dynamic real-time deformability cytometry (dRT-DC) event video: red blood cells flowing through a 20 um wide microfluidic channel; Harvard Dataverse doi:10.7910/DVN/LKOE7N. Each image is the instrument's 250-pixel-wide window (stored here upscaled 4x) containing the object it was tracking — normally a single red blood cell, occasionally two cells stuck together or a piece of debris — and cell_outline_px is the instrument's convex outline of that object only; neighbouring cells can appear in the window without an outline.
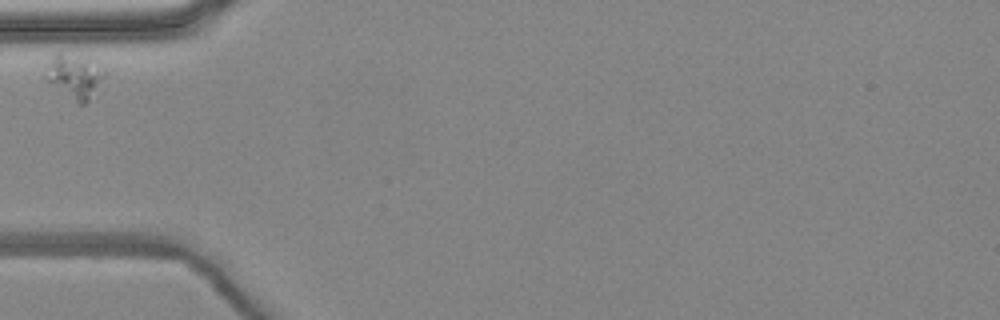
{"species": "common noctule bat (a hibernating species)", "species_latin": "Nyctalus noctula", "temperature_condition": "warm", "stored_images_in_passage": 2, "camera_frame_rate_fps": 3000, "um_per_image_px": 0.085, "animal": {"sex": "female", "body_mass_g": 24.6, "forearm_length_mm": 56.2}, "frame": {"image": 1, "passage_image": 1, "time_ms": 0.0, "image_size_px": [1000, 320], "cell_outline_px": [[108, 72], [88, 100], [84, 104], [80, 104], [48, 80], [44, 76], [48, 64], [52, 56], [60, 52], [88, 60]], "centroid_in_image_um": [6.34, 6.46], "position_along_channel_um": 78.7, "area_um2": 14.16}}
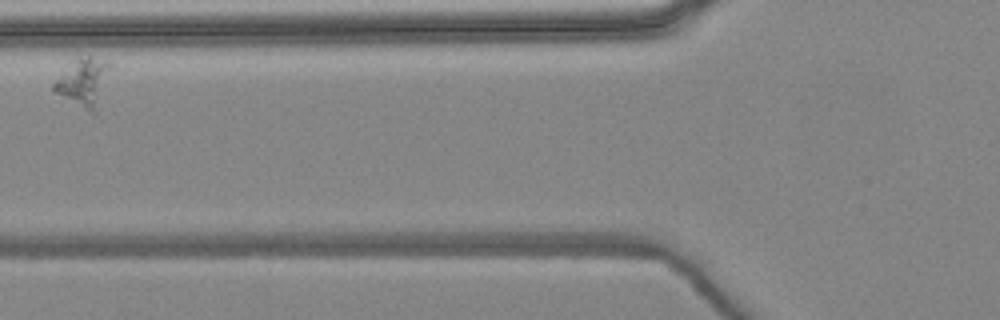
{"frame": {"image": 2, "passage_image": 2, "time_ms": 0.333, "image_size_px": [1000, 320], "cell_outline_px": [[112, 68], [96, 112], [92, 112], [56, 92], [52, 88], [52, 84], [76, 60], [88, 56], [92, 56], [104, 60], [112, 64]], "centroid_in_image_um": [7.18, 6.96], "position_along_channel_um": 118.6, "area_um2": 15.03}}